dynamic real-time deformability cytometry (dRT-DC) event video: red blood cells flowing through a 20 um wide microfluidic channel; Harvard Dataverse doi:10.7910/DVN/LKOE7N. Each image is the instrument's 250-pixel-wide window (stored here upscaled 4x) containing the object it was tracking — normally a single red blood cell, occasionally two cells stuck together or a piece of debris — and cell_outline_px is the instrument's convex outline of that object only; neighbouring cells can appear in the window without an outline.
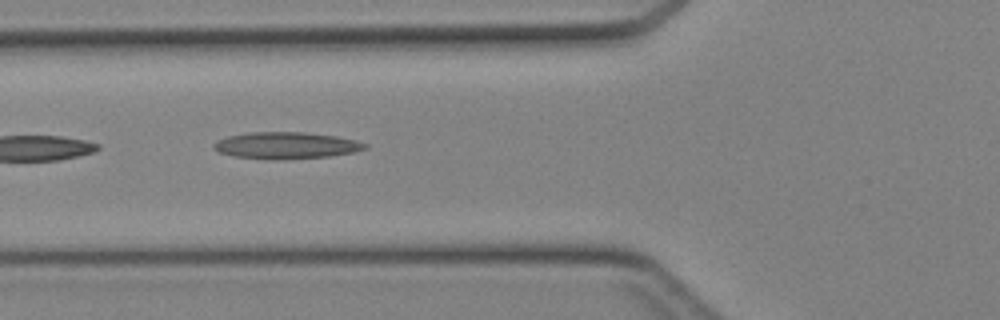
{"species": "Egyptian fruit bat (a non-hibernating species)", "species_latin": "Rousettus aegyptiacus", "temperature_condition": "cold", "stored_images_in_passage": 5, "camera_frame_rate_fps": 3000, "um_per_image_px": 0.085, "animal": {"sex": "female"}, "frame": {"image": 1, "passage_image": 3, "time_ms": 0.667, "image_size_px": [1000, 320], "cell_outline_px": [[368, 148], [352, 152], [328, 156], [284, 160], [272, 160], [236, 156], [220, 152], [212, 144], [216, 140], [228, 136], [248, 132], [304, 132], [336, 136], [356, 140], [368, 144]], "centroid_in_image_um": [24.33, 12.36], "position_along_channel_um": 101.5, "area_um2": 23.52}}